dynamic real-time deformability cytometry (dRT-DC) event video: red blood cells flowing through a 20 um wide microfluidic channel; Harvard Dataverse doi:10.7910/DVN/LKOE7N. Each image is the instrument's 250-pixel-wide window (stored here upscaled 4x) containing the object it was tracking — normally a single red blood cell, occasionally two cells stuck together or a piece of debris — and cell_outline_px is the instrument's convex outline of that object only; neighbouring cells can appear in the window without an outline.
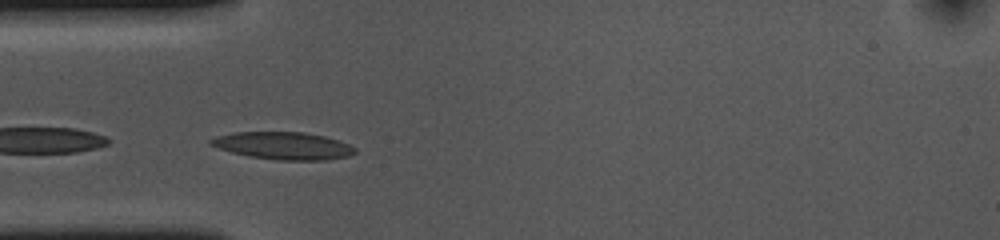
{"species": "common noctule bat (a hibernating species)", "species_latin": "Nyctalus noctula", "temperature_condition": "cold", "stored_images_in_passage": 33, "camera_frame_rate_fps": 3000, "um_per_image_px": 0.085, "animal": {"sex": "female", "body_mass_g": 10.0, "forearm_length_mm": 53.1}, "frame": {"image": 1, "passage_image": 9, "time_ms": 2.667, "image_size_px": [1000, 240], "cell_outline_px": [[356, 152], [348, 156], [328, 160], [280, 160], [248, 156], [232, 152], [208, 144], [208, 140], [216, 136], [232, 132], [304, 132], [324, 136], [348, 144], [356, 148]], "centroid_in_image_um": [24.06, 12.38], "position_along_channel_um": 60.9, "area_um2": 23.0}}
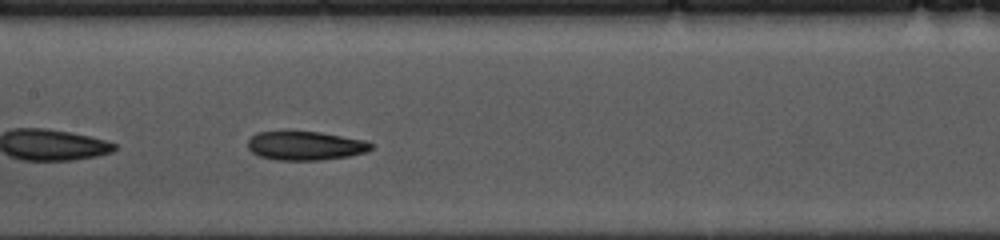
{"frame": {"image": 2, "passage_image": 19, "time_ms": 6.0, "image_size_px": [1000, 240], "cell_outline_px": [[372, 148], [364, 152], [348, 156], [320, 160], [276, 160], [260, 156], [252, 152], [248, 148], [248, 140], [256, 132], [320, 132], [364, 140], [372, 144]], "centroid_in_image_um": [25.93, 12.39], "position_along_channel_um": 181.5, "area_um2": 20.46}}
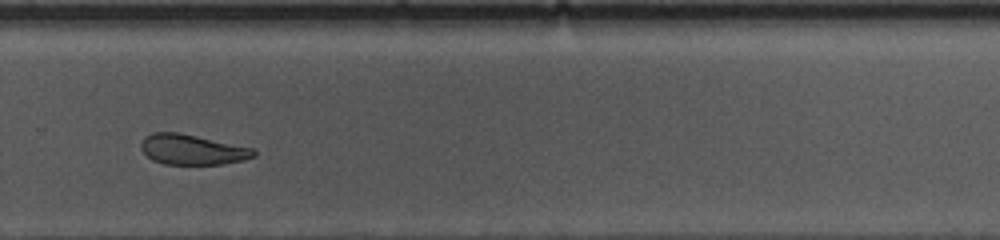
{"frame": {"image": 3, "passage_image": 30, "time_ms": 9.667, "image_size_px": [1000, 240], "cell_outline_px": [[256, 156], [224, 164], [164, 164], [152, 160], [140, 148], [140, 144], [144, 136], [152, 132], [176, 132], [196, 136], [252, 148], [256, 152]], "centroid_in_image_um": [16.29, 12.71], "position_along_channel_um": 313.5, "area_um2": 19.65}}